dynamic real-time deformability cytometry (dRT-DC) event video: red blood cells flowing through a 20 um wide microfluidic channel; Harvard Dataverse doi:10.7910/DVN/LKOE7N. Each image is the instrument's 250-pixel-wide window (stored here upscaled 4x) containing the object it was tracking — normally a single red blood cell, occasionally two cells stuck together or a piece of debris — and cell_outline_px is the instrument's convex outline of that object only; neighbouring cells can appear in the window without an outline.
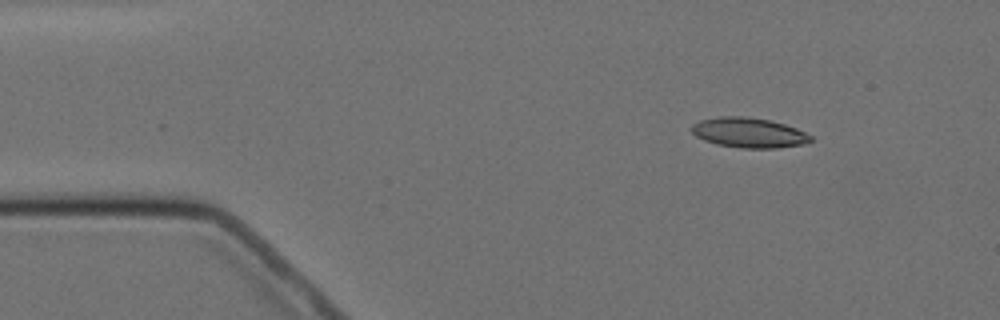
{"species": "Egyptian fruit bat (a non-hibernating species)", "species_latin": "Rousettus aegyptiacus", "temperature_condition": "cold", "stored_images_in_passage": 4, "camera_frame_rate_fps": 3000, "um_per_image_px": 0.085, "animal": {"sex": "female"}, "frame": {"image": 1, "passage_image": 2, "time_ms": 1.0, "image_size_px": [1000, 320], "cell_outline_px": [[812, 140], [804, 144], [776, 148], [740, 148], [716, 144], [704, 140], [696, 136], [692, 132], [692, 124], [700, 120], [720, 116], [744, 116], [768, 120], [784, 124], [796, 128], [812, 136]], "centroid_in_image_um": [63.64, 11.28], "position_along_channel_um": 21.4, "area_um2": 20.75}}